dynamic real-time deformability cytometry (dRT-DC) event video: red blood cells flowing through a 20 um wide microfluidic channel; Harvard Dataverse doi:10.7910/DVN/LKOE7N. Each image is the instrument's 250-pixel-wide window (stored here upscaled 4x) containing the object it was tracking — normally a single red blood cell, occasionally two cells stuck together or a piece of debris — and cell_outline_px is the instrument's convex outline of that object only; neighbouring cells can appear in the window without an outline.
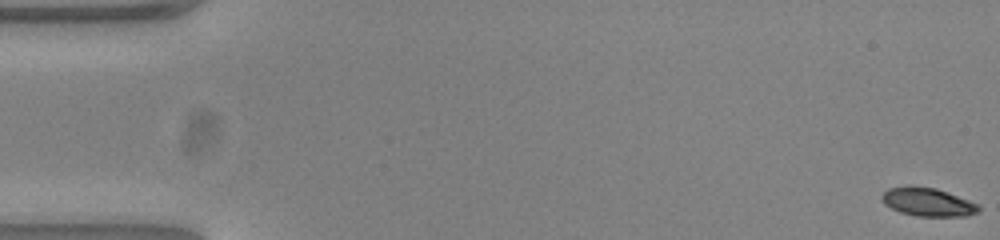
{"species": "common noctule bat (a hibernating species)", "species_latin": "Nyctalus noctula", "temperature_condition": "warm", "stored_images_in_passage": 55, "camera_frame_rate_fps": 3000, "um_per_image_px": 0.085, "animal": {"sex": "female", "body_mass_g": 23.0, "forearm_length_mm": 53.4}, "frame": {"image": 1, "passage_image": 1, "time_ms": 0.0, "image_size_px": [1000, 240], "cell_outline_px": [[980, 212], [968, 216], [916, 216], [900, 212], [884, 204], [880, 200], [880, 196], [888, 188], [908, 184], [912, 184], [936, 188], [948, 192], [980, 204]], "centroid_in_image_um": [78.85, 17.15], "position_along_channel_um": 6.1, "area_um2": 16.53}}
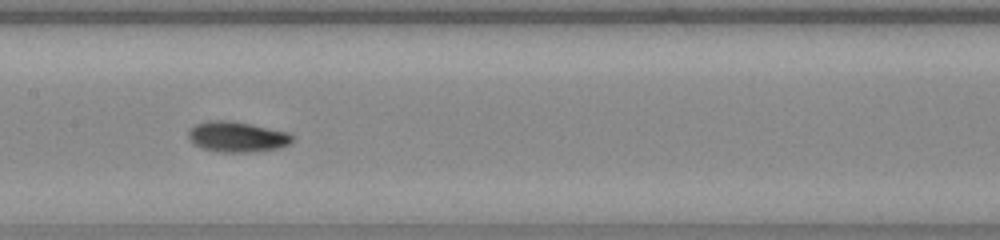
{"frame": {"image": 2, "passage_image": 27, "time_ms": 8.667, "image_size_px": [1000, 240], "cell_outline_px": [[292, 140], [288, 144], [280, 148], [248, 152], [220, 152], [200, 148], [188, 136], [188, 132], [196, 124], [208, 120], [228, 120], [288, 132], [292, 136]], "centroid_in_image_um": [20.14, 11.63], "position_along_channel_um": 187.3, "area_um2": 18.15}}
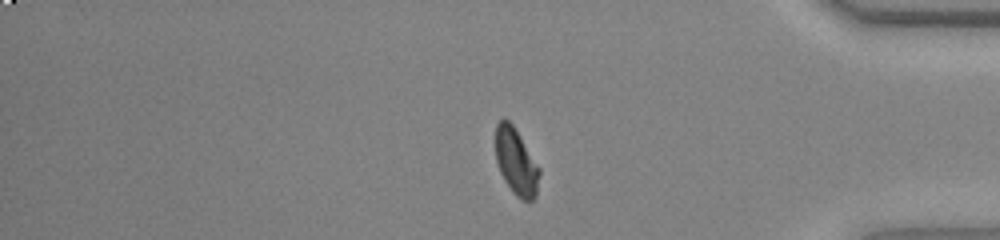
{"frame": {"image": 3, "passage_image": 45, "time_ms": 14.667, "image_size_px": [1000, 240], "cell_outline_px": [[540, 172], [536, 196], [528, 204], [516, 196], [512, 192], [504, 180], [500, 172], [496, 160], [496, 124], [504, 116], [512, 124], [540, 168]], "centroid_in_image_um": [43.87, 13.79], "position_along_channel_um": 391.3, "area_um2": 17.05}, "authors_computed_cell_mechanics": {"area_um2": 17.2244, "velocity_mm_per_s": 3.8395, "shape_relaxation_time_tau1_ms": 3.4044, "shape_relaxation_time_tau2_ms": 4.1632, "deformation_change_tau1": 0.1524, "deformation_change_tau2": 0.0781}}